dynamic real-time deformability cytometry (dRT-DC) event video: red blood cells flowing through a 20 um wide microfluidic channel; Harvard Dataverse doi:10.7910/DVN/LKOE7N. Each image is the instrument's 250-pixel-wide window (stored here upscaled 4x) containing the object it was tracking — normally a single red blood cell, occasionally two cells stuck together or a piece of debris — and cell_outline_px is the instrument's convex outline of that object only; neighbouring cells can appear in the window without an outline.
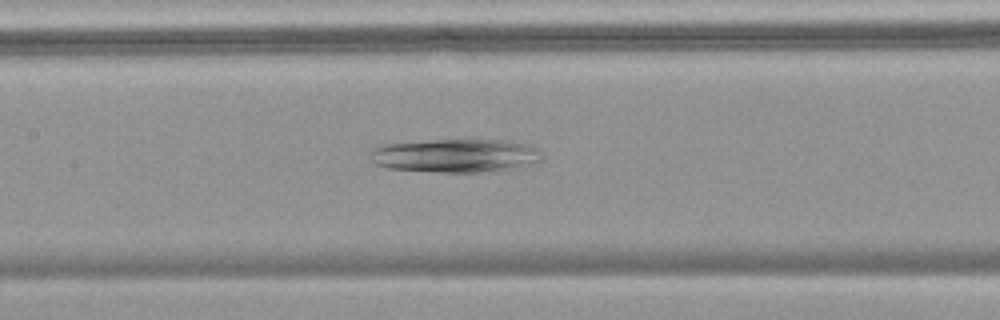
{"species": "common noctule bat (a hibernating species)", "species_latin": "Nyctalus noctula", "temperature_condition": "warm", "stored_images_in_passage": 69, "camera_frame_rate_fps": 3000, "um_per_image_px": 0.085, "animal": {"sex": "female", "body_mass_g": 18.4}, "frame": {"image": 1, "passage_image": 34, "time_ms": 11.0, "image_size_px": [1000, 320], "cell_outline_px": [[544, 156], [540, 160], [516, 168], [480, 172], [436, 172], [384, 168], [376, 164], [372, 160], [372, 148], [380, 144], [468, 136], [476, 136], [504, 140], [528, 144], [536, 148]], "centroid_in_image_um": [38.72, 13.17], "position_along_channel_um": 168.7, "area_um2": 34.97}}
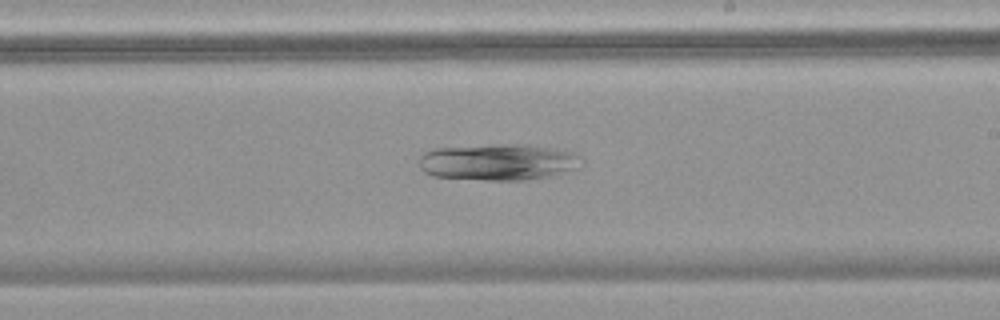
{"frame": {"image": 2, "passage_image": 42, "time_ms": 13.667, "image_size_px": [1000, 320], "cell_outline_px": [[584, 164], [580, 168], [548, 176], [528, 180], [488, 180], [432, 176], [424, 172], [420, 168], [420, 156], [424, 152], [432, 148], [500, 144], [528, 144], [556, 148], [576, 152], [584, 160]], "centroid_in_image_um": [42.41, 13.76], "position_along_channel_um": 246.6, "area_um2": 35.08}}
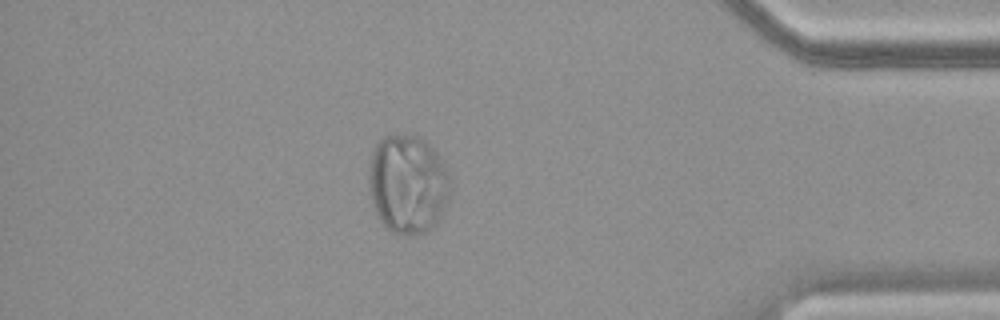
{"frame": {"image": 3, "passage_image": 61, "time_ms": 20.0, "image_size_px": [1000, 320], "cell_outline_px": [[452, 184], [448, 204], [436, 224], [428, 232], [420, 236], [412, 236], [392, 232], [384, 228], [376, 216], [368, 192], [368, 172], [372, 148], [384, 136], [412, 132], [420, 136], [432, 144], [444, 160], [452, 180]], "centroid_in_image_um": [34.69, 15.64], "position_along_channel_um": 400.5, "area_um2": 49.3}}